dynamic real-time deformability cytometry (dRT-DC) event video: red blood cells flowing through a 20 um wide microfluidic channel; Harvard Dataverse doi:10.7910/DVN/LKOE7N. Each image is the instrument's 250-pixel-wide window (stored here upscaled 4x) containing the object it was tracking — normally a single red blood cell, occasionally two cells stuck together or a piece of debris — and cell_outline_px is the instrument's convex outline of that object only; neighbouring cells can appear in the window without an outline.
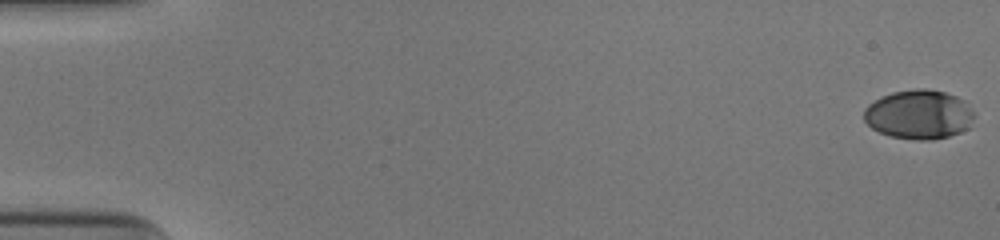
{"species": "human", "species_latin": "Homo sapiens", "temperature_condition": "cold", "stored_images_in_passage": 53, "camera_frame_rate_fps": 3000, "um_per_image_px": 0.085, "donor": {"sex": "male"}, "frame": {"image": 1, "passage_image": 1, "time_ms": 0.0, "image_size_px": [1000, 240], "cell_outline_px": [[976, 116], [968, 128], [960, 132], [948, 136], [932, 140], [916, 140], [892, 136], [880, 132], [872, 128], [864, 120], [864, 108], [868, 104], [892, 92], [912, 88], [928, 88], [944, 92], [956, 96], [964, 100], [976, 112]], "centroid_in_image_um": [78.15, 9.72], "position_along_channel_um": 6.9, "area_um2": 31.91}}
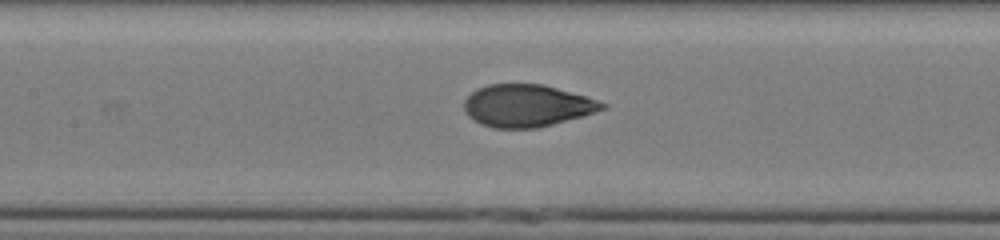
{"frame": {"image": 2, "passage_image": 26, "time_ms": 8.333, "image_size_px": [1000, 240], "cell_outline_px": [[608, 108], [552, 124], [536, 128], [492, 128], [480, 124], [468, 116], [464, 108], [464, 100], [476, 88], [488, 84], [544, 84], [584, 96], [608, 104]], "centroid_in_image_um": [44.75, 8.98], "position_along_channel_um": 162.7, "area_um2": 33.81}}
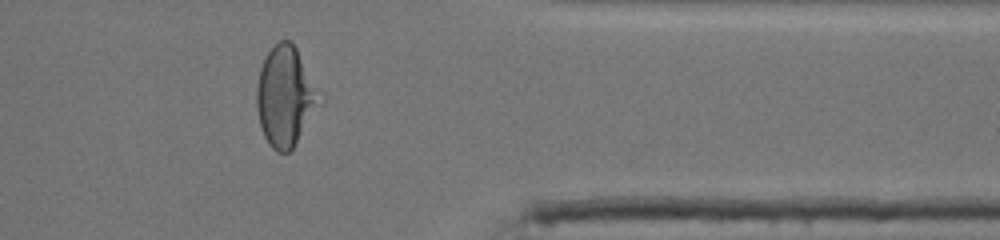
{"frame": {"image": 3, "passage_image": 44, "time_ms": 14.333, "image_size_px": [1000, 240], "cell_outline_px": [[316, 100], [292, 148], [288, 152], [276, 152], [268, 144], [260, 128], [256, 108], [256, 88], [260, 68], [268, 52], [280, 40], [292, 40], [296, 48]], "centroid_in_image_um": [24.06, 8.2], "position_along_channel_um": 387.3, "area_um2": 33.7}, "authors_computed_cell_mechanics": {"area_um2": 34.2754, "velocity_mm_per_s": 3.9583, "shape_relaxation_time_tau1_ms": 5.2217, "shape_relaxation_time_tau2_ms": null, "deformation_change_tau1": 0.2109, "deformation_change_tau2": null}}